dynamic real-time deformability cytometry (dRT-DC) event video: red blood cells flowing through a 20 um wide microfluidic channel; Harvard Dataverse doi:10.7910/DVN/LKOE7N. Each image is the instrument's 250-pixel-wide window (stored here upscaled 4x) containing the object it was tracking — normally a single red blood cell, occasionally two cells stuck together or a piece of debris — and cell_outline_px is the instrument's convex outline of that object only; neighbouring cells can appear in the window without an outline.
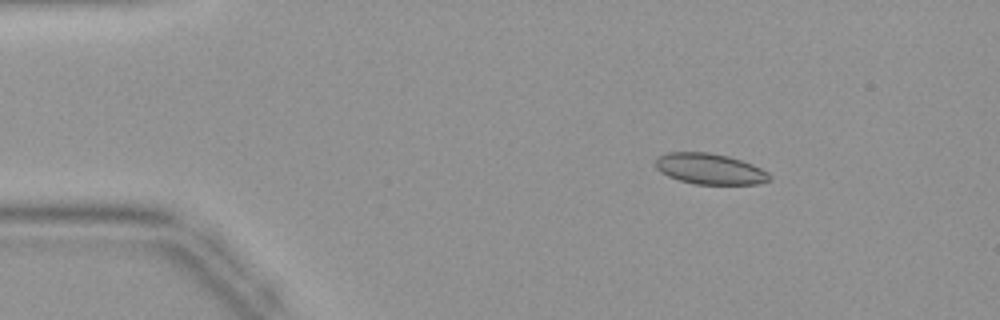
{"species": "common noctule bat (a hibernating species)", "species_latin": "Nyctalus noctula", "temperature_condition": "warm", "stored_images_in_passage": 40, "camera_frame_rate_fps": 3000, "um_per_image_px": 0.085, "animal": {"sex": "female", "body_mass_g": 19.9}, "frame": {"image": 1, "passage_image": 3, "time_ms": 0.667, "image_size_px": [1000, 320], "cell_outline_px": [[772, 180], [756, 184], [696, 184], [680, 180], [668, 176], [660, 172], [656, 168], [656, 160], [660, 156], [668, 152], [708, 152], [728, 156], [752, 164], [768, 172], [772, 176]], "centroid_in_image_um": [60.36, 14.36], "position_along_channel_um": 24.6, "area_um2": 20.4}}
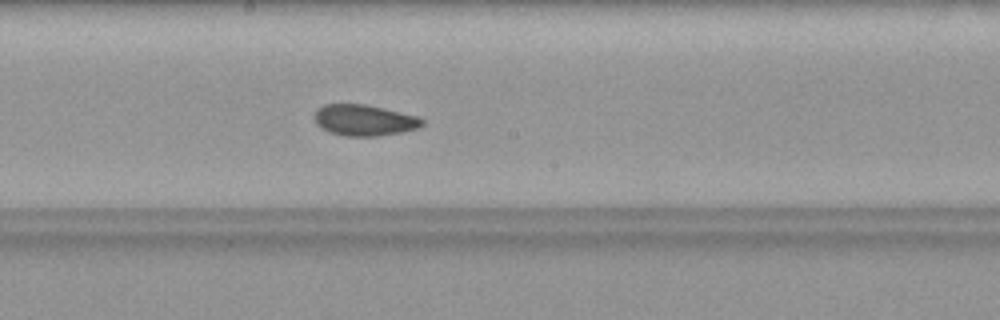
{"frame": {"image": 2, "passage_image": 20, "time_ms": 6.333, "image_size_px": [1000, 320], "cell_outline_px": [[424, 124], [416, 128], [404, 132], [376, 136], [344, 136], [320, 128], [316, 124], [316, 108], [324, 104], [364, 104], [384, 108], [420, 116], [424, 120]], "centroid_in_image_um": [30.99, 10.21], "position_along_channel_um": 217.2, "area_um2": 19.59}}
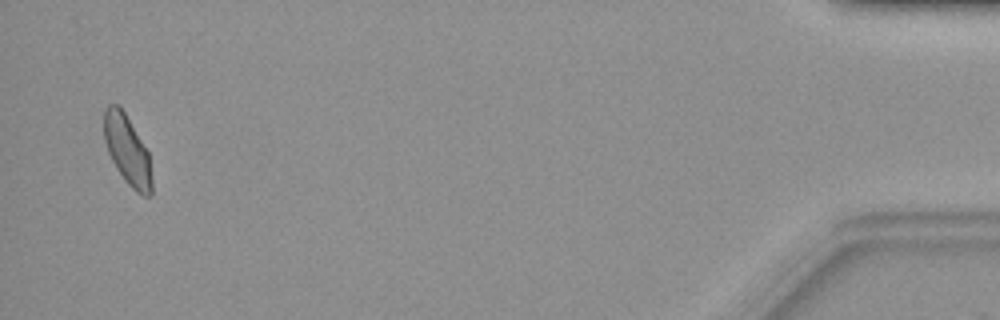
{"frame": {"image": 3, "passage_image": 39, "time_ms": 12.667, "image_size_px": [1000, 320], "cell_outline_px": [[152, 196], [144, 196], [136, 192], [124, 180], [116, 168], [108, 152], [104, 140], [104, 108], [108, 104], [116, 104], [124, 112], [148, 152], [152, 180]], "centroid_in_image_um": [10.81, 12.8], "position_along_channel_um": 424.4, "area_um2": 19.19}}